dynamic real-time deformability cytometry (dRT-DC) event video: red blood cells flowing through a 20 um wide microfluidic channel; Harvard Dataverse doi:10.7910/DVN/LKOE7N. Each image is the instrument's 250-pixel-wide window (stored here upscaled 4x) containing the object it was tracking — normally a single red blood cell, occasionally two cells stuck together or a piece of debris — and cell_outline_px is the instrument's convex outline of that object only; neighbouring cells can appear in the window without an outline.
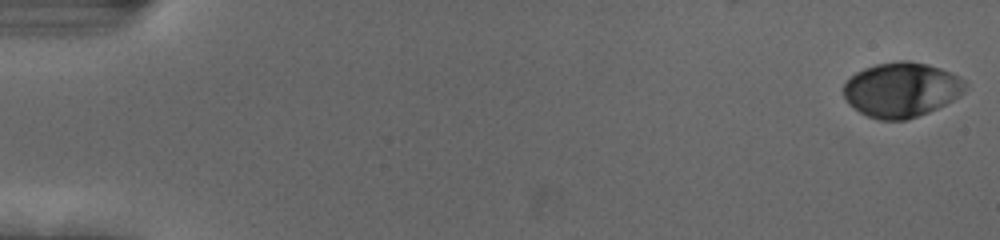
{"species": "human", "species_latin": "Homo sapiens", "temperature_condition": "cold", "stored_images_in_passage": 56, "camera_frame_rate_fps": 3000, "um_per_image_px": 0.085, "donor": {"sex": "female"}, "frame": {"image": 1, "passage_image": 1, "time_ms": 0.0, "image_size_px": [1000, 240], "cell_outline_px": [[964, 92], [960, 96], [928, 112], [908, 120], [880, 120], [868, 116], [860, 112], [848, 104], [844, 96], [844, 84], [856, 72], [864, 68], [876, 64], [900, 60], [908, 60], [928, 64], [940, 68], [964, 80]], "centroid_in_image_um": [76.59, 7.63], "position_along_channel_um": 8.4, "area_um2": 38.61}}
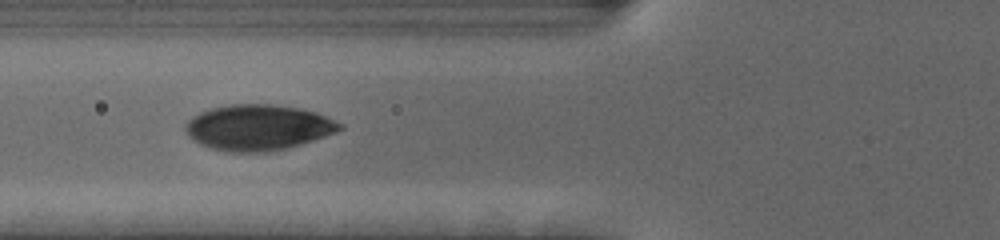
{"frame": {"image": 2, "passage_image": 22, "time_ms": 7.0, "image_size_px": [1000, 240], "cell_outline_px": [[344, 128], [336, 132], [288, 148], [264, 152], [224, 152], [200, 144], [188, 136], [184, 128], [188, 120], [192, 116], [200, 112], [212, 108], [232, 104], [268, 104], [296, 108], [316, 112], [344, 124]], "centroid_in_image_um": [21.93, 10.84], "position_along_channel_um": 103.9, "area_um2": 40.92}}
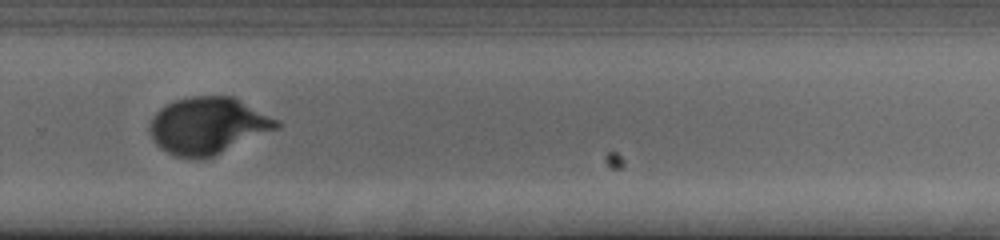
{"frame": {"image": 3, "passage_image": 39, "time_ms": 12.667, "image_size_px": [1000, 240], "cell_outline_px": [[280, 128], [204, 160], [196, 160], [176, 156], [160, 148], [152, 140], [148, 132], [148, 128], [152, 116], [160, 108], [176, 100], [192, 96], [232, 96], [280, 120]], "centroid_in_image_um": [17.67, 10.7], "position_along_channel_um": 312.1, "area_um2": 42.43}, "authors_computed_cell_mechanics": {"area_um2": 39.7375, "velocity_mm_per_s": 3.6815, "shape_relaxation_time_tau1_ms": 3.2439, "shape_relaxation_time_tau2_ms": null, "deformation_change_tau1": 0.1562, "deformation_change_tau2": null}}